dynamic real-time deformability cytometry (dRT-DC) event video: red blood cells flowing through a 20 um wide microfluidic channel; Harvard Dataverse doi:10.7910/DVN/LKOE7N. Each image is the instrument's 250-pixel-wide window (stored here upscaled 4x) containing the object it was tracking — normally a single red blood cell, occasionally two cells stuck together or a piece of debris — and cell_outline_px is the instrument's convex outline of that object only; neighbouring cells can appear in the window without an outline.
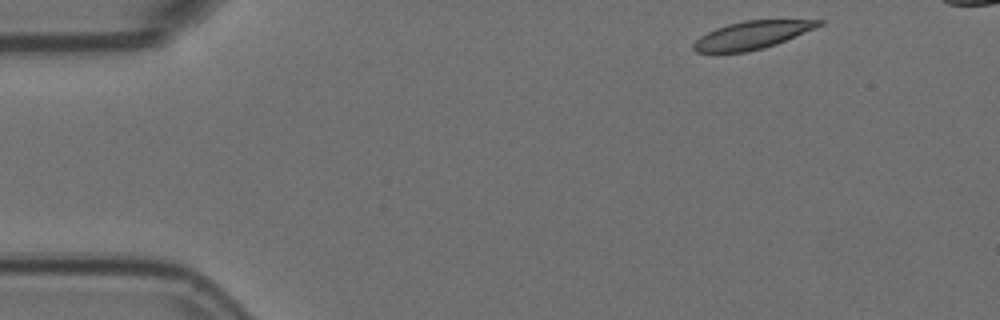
{"species": "Egyptian fruit bat (a non-hibernating species)", "species_latin": "Rousettus aegyptiacus", "temperature_condition": "room temperature", "stored_images_in_passage": 5, "camera_frame_rate_fps": 3000, "um_per_image_px": 0.085, "animal": {"sex": "female"}, "frame": {"image": 1, "passage_image": 1, "time_ms": 0.0, "image_size_px": [1000, 320], "cell_outline_px": [[824, 24], [776, 44], [764, 48], [748, 52], [696, 52], [692, 48], [692, 44], [700, 36], [716, 28], [728, 24], [744, 20], [824, 20]], "centroid_in_image_um": [63.9, 2.98], "position_along_channel_um": 21.1, "area_um2": 20.17}}